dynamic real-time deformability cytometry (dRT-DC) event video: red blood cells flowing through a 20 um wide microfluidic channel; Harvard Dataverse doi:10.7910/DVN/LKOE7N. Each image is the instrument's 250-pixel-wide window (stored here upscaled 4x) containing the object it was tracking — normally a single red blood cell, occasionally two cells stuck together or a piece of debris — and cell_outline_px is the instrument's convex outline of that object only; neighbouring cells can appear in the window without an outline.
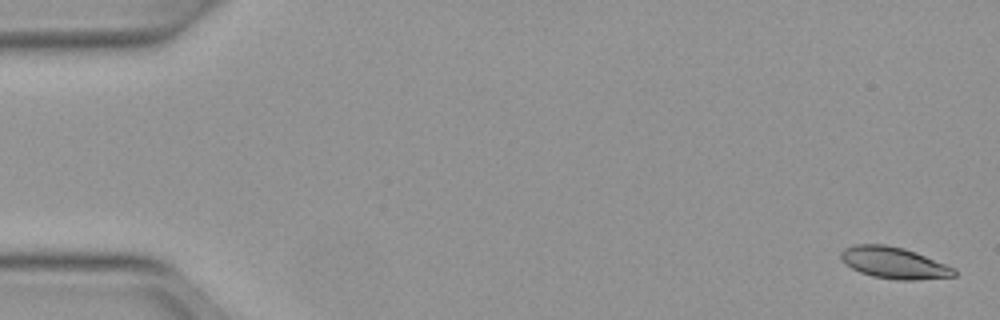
{"species": "Egyptian fruit bat (a non-hibernating species)", "species_latin": "Rousettus aegyptiacus", "temperature_condition": "warm", "stored_images_in_passage": 52, "camera_frame_rate_fps": 3000, "um_per_image_px": 0.085, "animal": {"sex": "female"}, "frame": {"image": 1, "passage_image": 2, "time_ms": 0.333, "image_size_px": [1000, 320], "cell_outline_px": [[956, 276], [916, 280], [896, 280], [872, 276], [860, 272], [844, 264], [840, 256], [840, 252], [844, 248], [856, 244], [884, 244], [904, 248], [916, 252], [956, 268]], "centroid_in_image_um": [75.99, 22.34], "position_along_channel_um": 9.0, "area_um2": 20.98}}
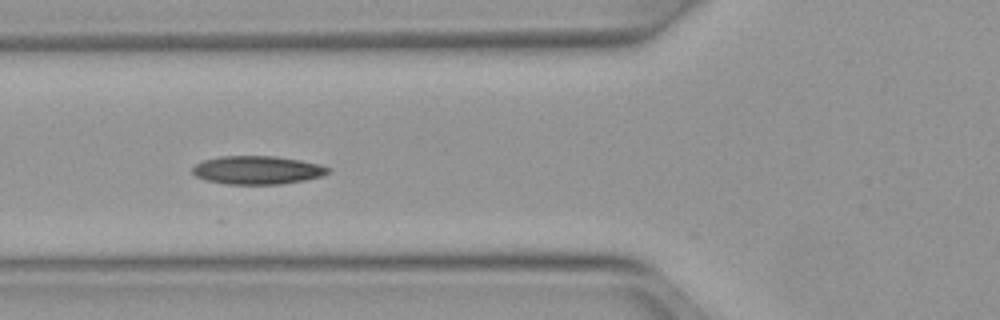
{"frame": {"image": 2, "passage_image": 20, "time_ms": 6.333, "image_size_px": [1000, 320], "cell_outline_px": [[328, 172], [320, 176], [304, 180], [280, 184], [224, 184], [204, 180], [196, 176], [192, 172], [192, 168], [196, 164], [204, 160], [220, 156], [276, 156], [300, 160], [320, 164], [328, 168]], "centroid_in_image_um": [21.82, 14.45], "position_along_channel_um": 104.0, "area_um2": 22.31}}
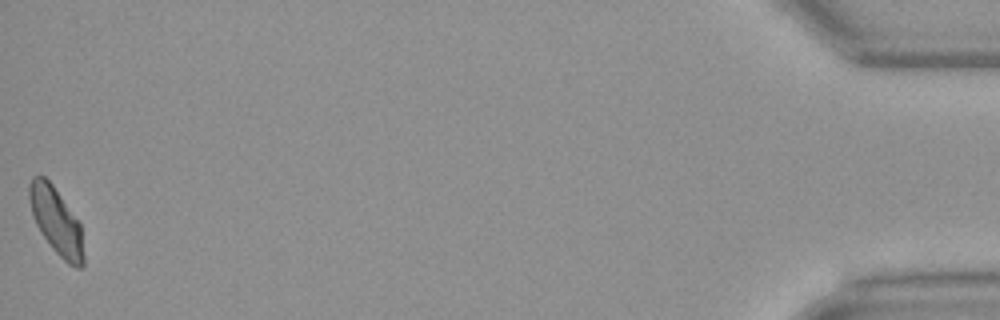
{"frame": {"image": 3, "passage_image": 52, "time_ms": 17.0, "image_size_px": [1000, 320], "cell_outline_px": [[84, 268], [76, 268], [68, 264], [52, 248], [40, 232], [36, 224], [32, 212], [28, 196], [28, 184], [32, 176], [44, 176], [52, 184], [80, 224], [84, 256]], "centroid_in_image_um": [4.77, 18.81], "position_along_channel_um": 430.4, "area_um2": 20.98}, "authors_computed_cell_mechanics": {"area_um2": 21.3282, "velocity_mm_per_s": 3.9909, "shape_relaxation_time_tau1_ms": null, "shape_relaxation_time_tau2_ms": 3.5371, "deformation_change_tau1": null, "deformation_change_tau2": 0.0906}}